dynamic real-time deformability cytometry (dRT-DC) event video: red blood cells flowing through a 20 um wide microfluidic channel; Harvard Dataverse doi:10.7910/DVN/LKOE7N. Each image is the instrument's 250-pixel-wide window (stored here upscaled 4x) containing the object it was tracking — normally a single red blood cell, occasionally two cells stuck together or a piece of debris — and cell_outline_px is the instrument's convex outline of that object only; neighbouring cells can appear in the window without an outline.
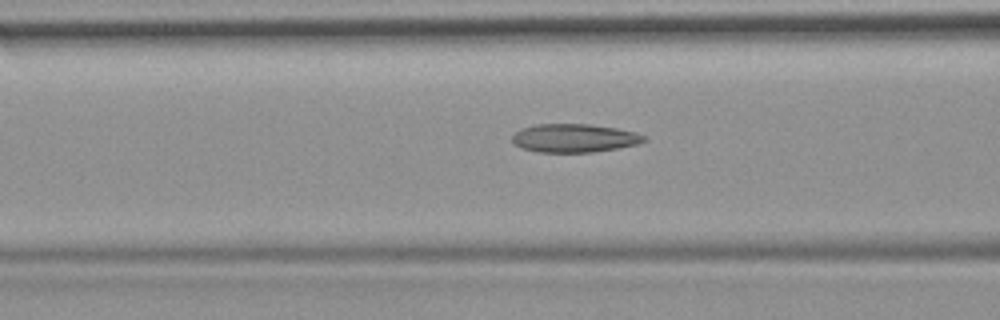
{"species": "common noctule bat (a hibernating species)", "species_latin": "Nyctalus noctula", "temperature_condition": "room temperature", "stored_images_in_passage": 13, "camera_frame_rate_fps": 3000, "um_per_image_px": 0.085, "animal": {"sex": "female", "body_mass_g": 19.9}, "frame": {"image": 1, "passage_image": 11, "time_ms": 3.333, "image_size_px": [1000, 320], "cell_outline_px": [[648, 140], [640, 144], [592, 152], [536, 152], [520, 148], [512, 140], [512, 136], [520, 128], [536, 124], [588, 124], [616, 128], [636, 132], [648, 136]], "centroid_in_image_um": [48.84, 11.74], "position_along_channel_um": 117.8, "area_um2": 22.02}}